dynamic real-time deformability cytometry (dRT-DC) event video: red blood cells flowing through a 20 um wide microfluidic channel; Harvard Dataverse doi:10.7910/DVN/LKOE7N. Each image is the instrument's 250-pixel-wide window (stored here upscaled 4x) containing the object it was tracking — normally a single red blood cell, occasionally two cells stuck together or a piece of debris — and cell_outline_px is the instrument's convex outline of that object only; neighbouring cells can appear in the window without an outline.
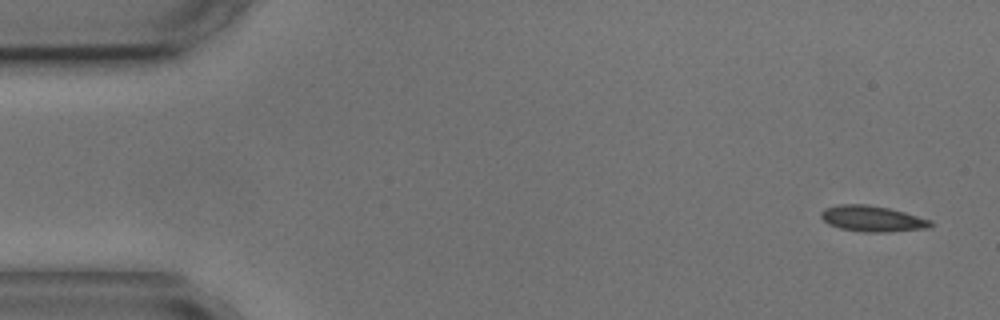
{"species": "common noctule bat (a hibernating species)", "species_latin": "Nyctalus noctula", "temperature_condition": "cold", "stored_images_in_passage": 5, "camera_frame_rate_fps": 3000, "um_per_image_px": 0.085, "animal": {"sex": "male", "body_mass_g": 17.9, "forearm_length_mm": 54.2}, "frame": {"image": 1, "passage_image": 1, "time_ms": 0.0, "image_size_px": [1000, 320], "cell_outline_px": [[932, 224], [928, 228], [888, 232], [864, 232], [840, 228], [828, 224], [820, 216], [820, 212], [824, 208], [840, 204], [864, 204], [888, 208], [904, 212], [932, 220]], "centroid_in_image_um": [74.13, 18.59], "position_along_channel_um": 10.9, "area_um2": 16.47}}
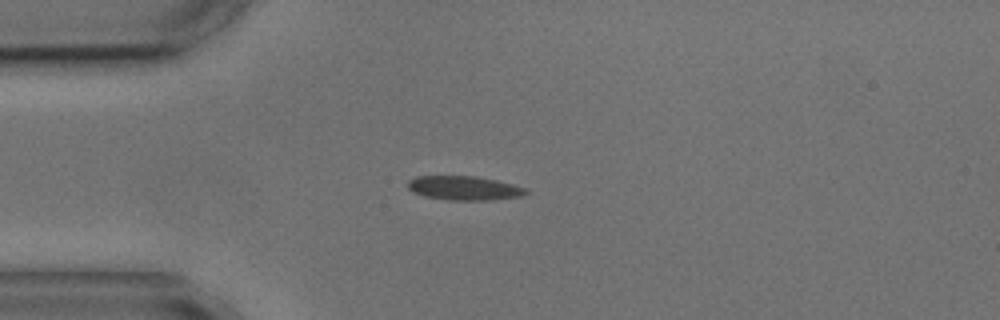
{"frame": {"image": 2, "passage_image": 4, "time_ms": 3.667, "image_size_px": [1000, 320], "cell_outline_px": [[528, 192], [520, 196], [492, 200], [448, 200], [424, 196], [412, 192], [408, 188], [408, 180], [416, 176], [476, 176], [496, 180], [512, 184], [524, 188]], "centroid_in_image_um": [39.4, 15.98], "position_along_channel_um": 45.6, "area_um2": 16.53}}